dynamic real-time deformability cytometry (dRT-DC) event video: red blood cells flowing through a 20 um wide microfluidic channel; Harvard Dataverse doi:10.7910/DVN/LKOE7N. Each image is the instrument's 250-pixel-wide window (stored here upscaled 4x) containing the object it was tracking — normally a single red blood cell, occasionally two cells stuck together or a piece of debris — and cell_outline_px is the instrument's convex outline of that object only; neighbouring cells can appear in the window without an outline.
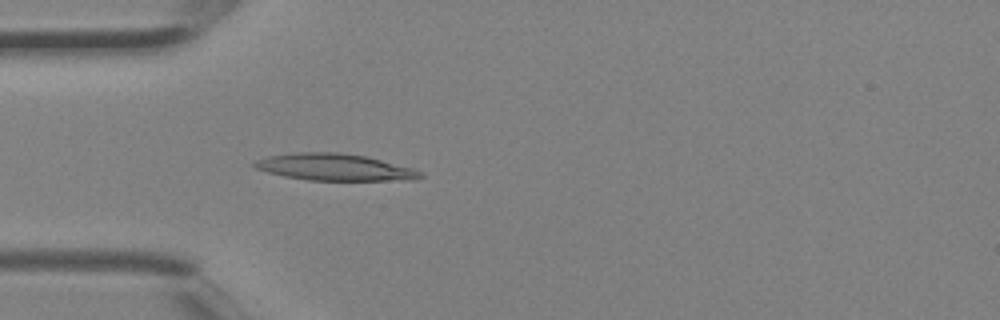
{"species": "Egyptian fruit bat (a non-hibernating species)", "species_latin": "Rousettus aegyptiacus", "temperature_condition": "room temperature", "stored_images_in_passage": 1, "camera_frame_rate_fps": 3000, "um_per_image_px": 0.085, "animal": {"sex": "female"}, "frame": {"image": 1, "passage_image": 1, "time_ms": 0.0, "image_size_px": [1000, 320], "cell_outline_px": [[424, 176], [412, 180], [308, 180], [284, 176], [268, 172], [256, 168], [252, 164], [256, 160], [268, 156], [296, 152], [336, 152], [368, 156], [412, 168], [420, 172]], "centroid_in_image_um": [28.44, 14.2], "position_along_channel_um": 56.6, "area_um2": 25.78}}